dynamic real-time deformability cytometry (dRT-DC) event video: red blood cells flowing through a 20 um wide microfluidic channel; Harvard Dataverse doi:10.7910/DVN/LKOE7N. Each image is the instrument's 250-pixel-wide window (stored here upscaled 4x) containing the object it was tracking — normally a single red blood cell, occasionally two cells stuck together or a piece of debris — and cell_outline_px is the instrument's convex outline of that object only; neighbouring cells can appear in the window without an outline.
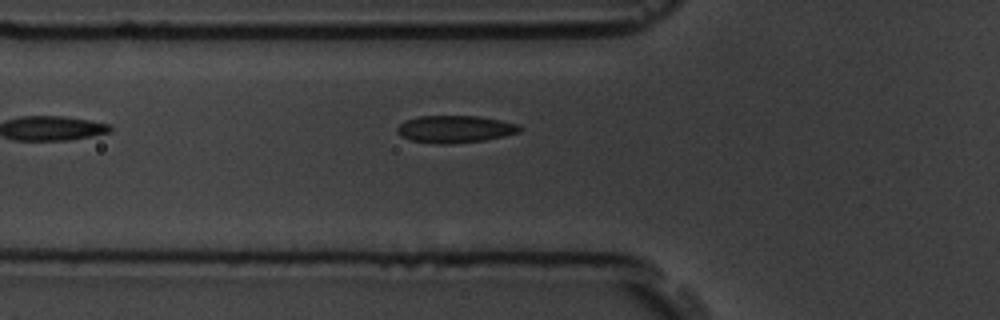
{"species": "common noctule bat (a hibernating species)", "species_latin": "Nyctalus noctula", "temperature_condition": "room temperature", "stored_images_in_passage": 5, "camera_frame_rate_fps": 3000, "um_per_image_px": 0.085, "animal": {"sex": "male", "body_mass_g": 19.5, "forearm_length_mm": 54.6}, "frame": {"image": 1, "passage_image": 5, "time_ms": 5.667, "image_size_px": [1000, 320], "cell_outline_px": [[524, 128], [520, 132], [504, 136], [484, 140], [448, 144], [436, 144], [412, 140], [400, 136], [396, 132], [396, 128], [404, 120], [420, 116], [480, 116], [520, 124]], "centroid_in_image_um": [38.69, 10.97], "position_along_channel_um": 87.1, "area_um2": 19.65}}